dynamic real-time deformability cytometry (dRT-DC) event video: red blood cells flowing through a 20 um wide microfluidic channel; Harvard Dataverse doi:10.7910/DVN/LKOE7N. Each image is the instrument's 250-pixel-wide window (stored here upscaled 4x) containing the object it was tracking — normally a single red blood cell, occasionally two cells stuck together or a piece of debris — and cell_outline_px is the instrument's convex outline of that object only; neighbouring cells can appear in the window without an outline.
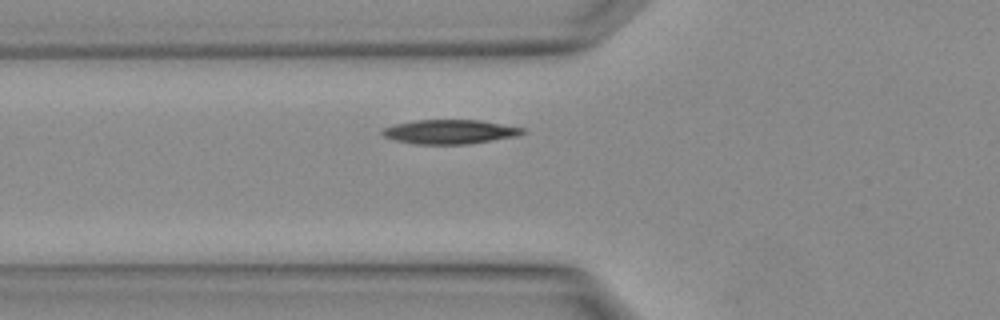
{"species": "Egyptian fruit bat (a non-hibernating species)", "species_latin": "Rousettus aegyptiacus", "temperature_condition": "warm", "stored_images_in_passage": 4, "camera_frame_rate_fps": 3000, "um_per_image_px": 0.085, "animal": {"sex": "female"}, "frame": {"image": 1, "passage_image": 4, "time_ms": 1.0, "image_size_px": [1000, 320], "cell_outline_px": [[528, 132], [516, 136], [464, 144], [416, 144], [396, 140], [384, 136], [380, 132], [384, 128], [396, 124], [416, 120], [480, 120], [524, 128]], "centroid_in_image_um": [38.25, 11.19], "position_along_channel_um": 87.6, "area_um2": 19.54}}